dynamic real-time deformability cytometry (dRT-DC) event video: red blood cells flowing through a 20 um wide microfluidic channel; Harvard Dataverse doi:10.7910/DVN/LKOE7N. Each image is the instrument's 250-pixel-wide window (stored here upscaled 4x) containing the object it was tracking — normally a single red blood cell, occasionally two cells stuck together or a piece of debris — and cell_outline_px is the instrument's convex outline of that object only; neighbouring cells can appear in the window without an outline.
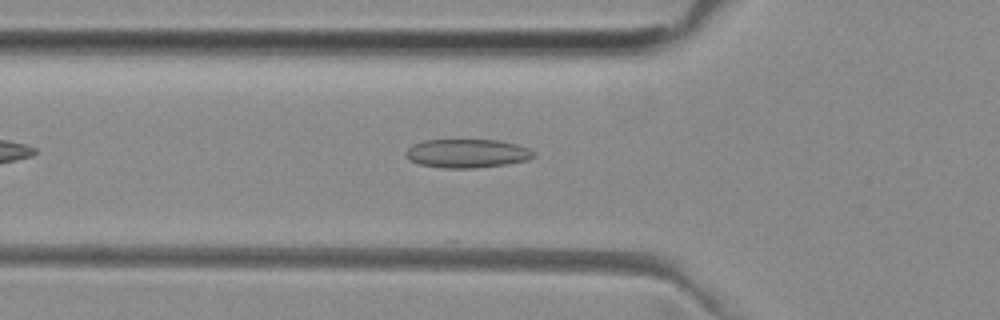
{"species": "common noctule bat (a hibernating species)", "species_latin": "Nyctalus noctula", "temperature_condition": "room temperature", "stored_images_in_passage": 26, "camera_frame_rate_fps": 3000, "um_per_image_px": 0.085, "animal": {"sex": "female", "body_mass_g": 29.2, "forearm_length_mm": 56.3}, "frame": {"image": 1, "passage_image": 2, "time_ms": 0.333, "image_size_px": [1000, 320], "cell_outline_px": [[536, 156], [528, 160], [504, 164], [476, 168], [444, 168], [420, 164], [408, 160], [404, 152], [412, 144], [424, 140], [500, 140], [516, 144], [528, 148], [536, 152]], "centroid_in_image_um": [39.7, 13.03], "position_along_channel_um": 86.1, "area_um2": 21.5}}
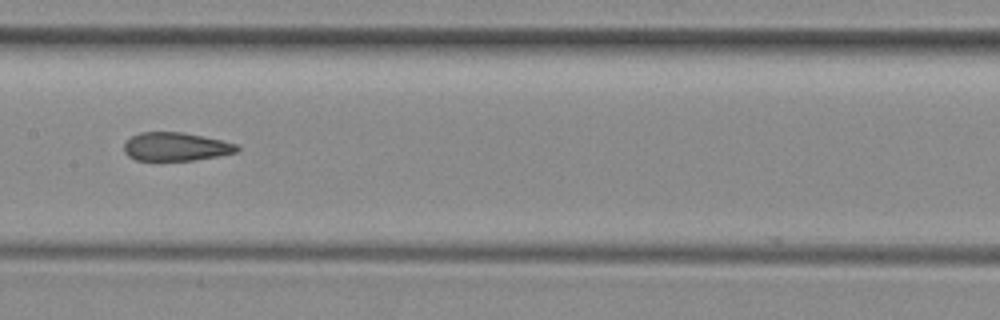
{"frame": {"image": 2, "passage_image": 10, "time_ms": 3.0, "image_size_px": [1000, 320], "cell_outline_px": [[240, 148], [236, 152], [216, 156], [192, 160], [136, 160], [128, 156], [124, 152], [124, 144], [132, 136], [140, 132], [184, 132], [240, 144]], "centroid_in_image_um": [14.95, 12.46], "position_along_channel_um": 192.4, "area_um2": 18.67}}
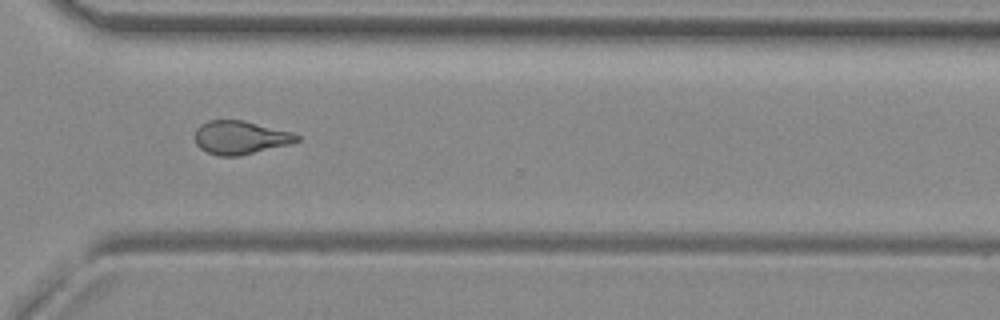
{"frame": {"image": 3, "passage_image": 22, "time_ms": 7.0, "image_size_px": [1000, 320], "cell_outline_px": [[300, 140], [288, 144], [240, 156], [220, 156], [208, 152], [200, 148], [196, 144], [196, 128], [200, 124], [208, 120], [244, 120], [292, 132], [300, 136]], "centroid_in_image_um": [20.42, 11.68], "position_along_channel_um": 350.2, "area_um2": 19.77}}